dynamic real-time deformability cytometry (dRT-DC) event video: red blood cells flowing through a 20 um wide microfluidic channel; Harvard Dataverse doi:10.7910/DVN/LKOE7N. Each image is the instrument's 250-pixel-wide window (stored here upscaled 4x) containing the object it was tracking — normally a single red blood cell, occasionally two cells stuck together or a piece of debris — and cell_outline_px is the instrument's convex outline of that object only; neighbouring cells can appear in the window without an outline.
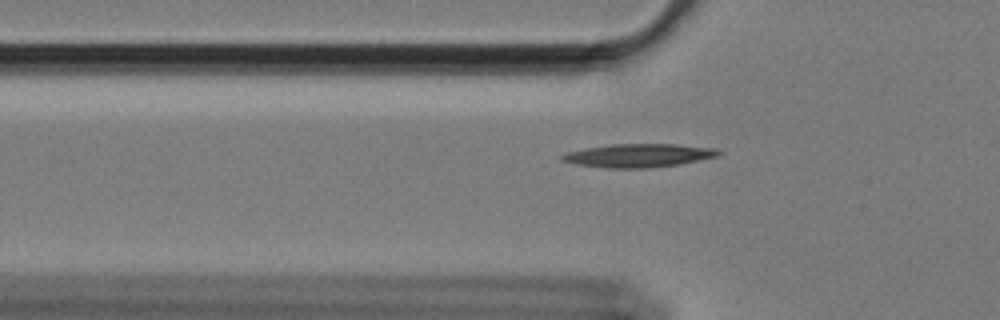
{"species": "Egyptian fruit bat (a non-hibernating species)", "species_latin": "Rousettus aegyptiacus", "temperature_condition": "cold", "stored_images_in_passage": 53, "camera_frame_rate_fps": 3000, "um_per_image_px": 0.085, "animal": {"sex": "female"}, "frame": {"image": 1, "passage_image": 13, "time_ms": 4.0, "image_size_px": [1000, 320], "cell_outline_px": [[724, 152], [716, 156], [680, 164], [644, 168], [608, 168], [576, 164], [560, 160], [560, 156], [568, 152], [588, 148], [612, 144], [676, 144], [712, 148]], "centroid_in_image_um": [54.27, 13.22], "position_along_channel_um": 71.5, "area_um2": 21.04}}
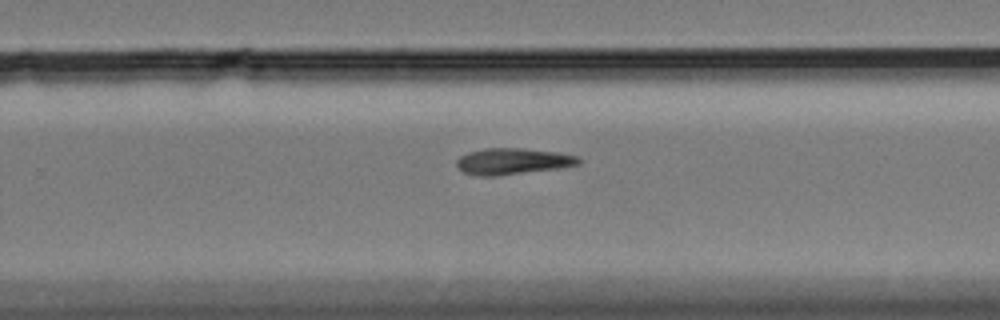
{"frame": {"image": 2, "passage_image": 32, "time_ms": 10.333, "image_size_px": [1000, 320], "cell_outline_px": [[580, 164], [556, 168], [496, 176], [480, 176], [464, 172], [456, 164], [456, 160], [460, 156], [468, 152], [484, 148], [520, 148], [556, 152], [580, 156]], "centroid_in_image_um": [43.56, 13.7], "position_along_channel_um": 286.2, "area_um2": 18.5}}
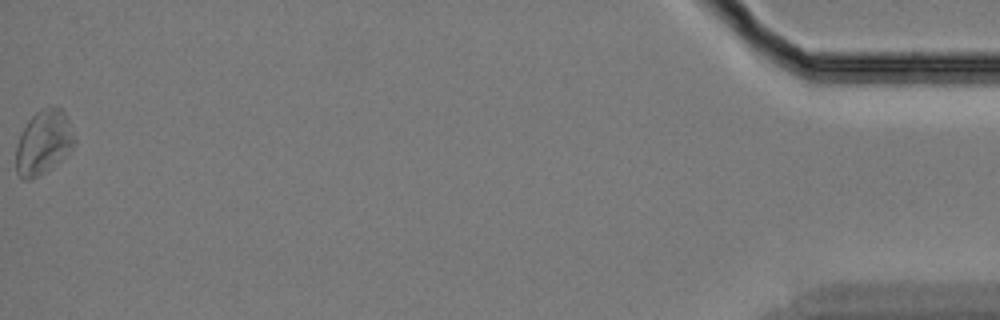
{"frame": {"image": 3, "passage_image": 53, "time_ms": 17.333, "image_size_px": [1000, 320], "cell_outline_px": [[76, 140], [68, 152], [64, 156], [44, 172], [28, 180], [24, 180], [16, 172], [16, 148], [20, 136], [28, 120], [36, 112], [52, 104], [56, 104], [64, 112]], "centroid_in_image_um": [3.68, 12.07], "position_along_channel_um": 431.5, "area_um2": 21.44}}